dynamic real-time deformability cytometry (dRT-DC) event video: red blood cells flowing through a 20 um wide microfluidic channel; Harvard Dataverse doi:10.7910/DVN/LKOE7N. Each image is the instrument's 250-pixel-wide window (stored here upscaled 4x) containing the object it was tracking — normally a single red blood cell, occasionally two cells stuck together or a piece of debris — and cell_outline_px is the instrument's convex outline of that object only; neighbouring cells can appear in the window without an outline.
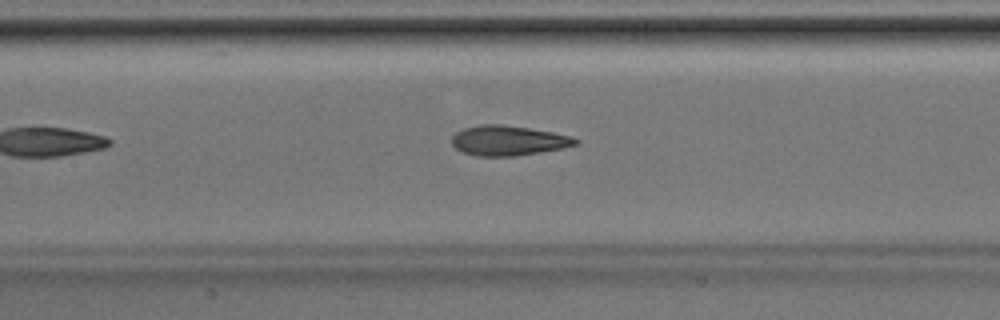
{"species": "Egyptian fruit bat (a non-hibernating species)", "species_latin": "Rousettus aegyptiacus", "temperature_condition": "room temperature", "stored_images_in_passage": 30, "camera_frame_rate_fps": 3000, "um_per_image_px": 0.085, "animal": {"sex": "male"}, "frame": {"image": 1, "passage_image": 9, "time_ms": 2.667, "image_size_px": [1000, 320], "cell_outline_px": [[580, 140], [576, 144], [564, 148], [516, 156], [476, 156], [464, 152], [456, 148], [452, 144], [452, 136], [456, 132], [464, 128], [480, 124], [500, 124], [528, 128], [552, 132], [572, 136]], "centroid_in_image_um": [43.21, 11.95], "position_along_channel_um": 164.2, "area_um2": 21.56}}